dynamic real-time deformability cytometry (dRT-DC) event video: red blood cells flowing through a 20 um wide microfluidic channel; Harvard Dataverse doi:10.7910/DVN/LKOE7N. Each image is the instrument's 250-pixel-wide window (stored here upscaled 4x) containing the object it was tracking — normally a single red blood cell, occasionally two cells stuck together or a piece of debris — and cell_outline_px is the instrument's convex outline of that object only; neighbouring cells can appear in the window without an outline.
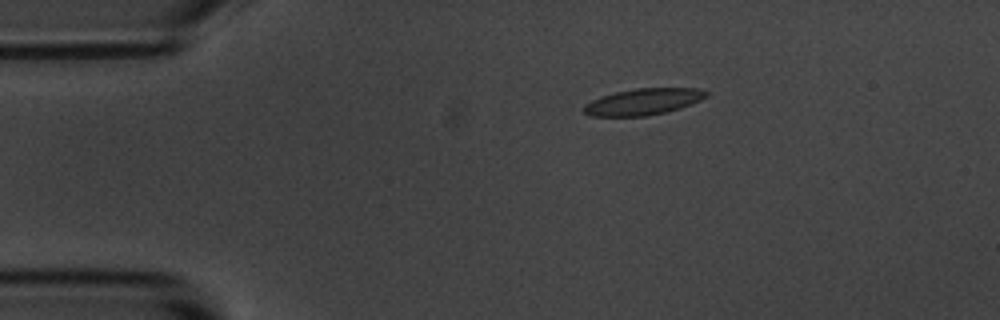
{"species": "common noctule bat (a hibernating species)", "species_latin": "Nyctalus noctula", "temperature_condition": "room temperature", "stored_images_in_passage": 5, "camera_frame_rate_fps": 3000, "um_per_image_px": 0.085, "animal": {"sex": "male", "body_mass_g": 20.1, "forearm_length_mm": 53.5}, "frame": {"image": 1, "passage_image": 5, "time_ms": 5.333, "image_size_px": [1000, 320], "cell_outline_px": [[708, 96], [692, 104], [680, 108], [648, 116], [592, 116], [584, 112], [580, 108], [584, 104], [600, 96], [616, 92], [636, 88], [696, 88], [708, 92]], "centroid_in_image_um": [54.65, 8.64], "position_along_channel_um": 30.4, "area_um2": 18.9}}